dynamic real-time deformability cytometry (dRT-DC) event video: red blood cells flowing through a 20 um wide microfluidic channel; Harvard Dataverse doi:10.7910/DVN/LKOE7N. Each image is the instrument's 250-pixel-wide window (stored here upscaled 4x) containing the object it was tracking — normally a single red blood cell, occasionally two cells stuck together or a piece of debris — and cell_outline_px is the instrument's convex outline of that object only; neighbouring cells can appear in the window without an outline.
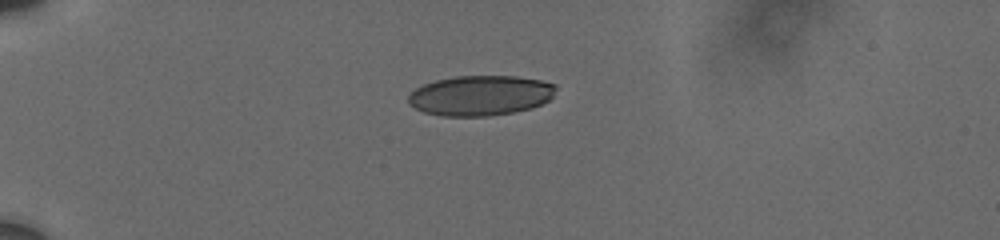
{"species": "human", "species_latin": "Homo sapiens", "temperature_condition": "cold", "stored_images_in_passage": 2, "camera_frame_rate_fps": 3000, "um_per_image_px": 0.085, "donor": {"sex": "male"}, "frame": {"image": 1, "passage_image": 1, "time_ms": 0.0, "image_size_px": [1000, 240], "cell_outline_px": [[556, 88], [552, 96], [548, 100], [532, 108], [512, 112], [488, 116], [440, 116], [424, 112], [408, 104], [408, 96], [416, 88], [424, 84], [436, 80], [456, 76], [516, 76], [544, 80], [556, 84]], "centroid_in_image_um": [40.84, 8.11], "position_along_channel_um": 44.2, "area_um2": 34.56}}